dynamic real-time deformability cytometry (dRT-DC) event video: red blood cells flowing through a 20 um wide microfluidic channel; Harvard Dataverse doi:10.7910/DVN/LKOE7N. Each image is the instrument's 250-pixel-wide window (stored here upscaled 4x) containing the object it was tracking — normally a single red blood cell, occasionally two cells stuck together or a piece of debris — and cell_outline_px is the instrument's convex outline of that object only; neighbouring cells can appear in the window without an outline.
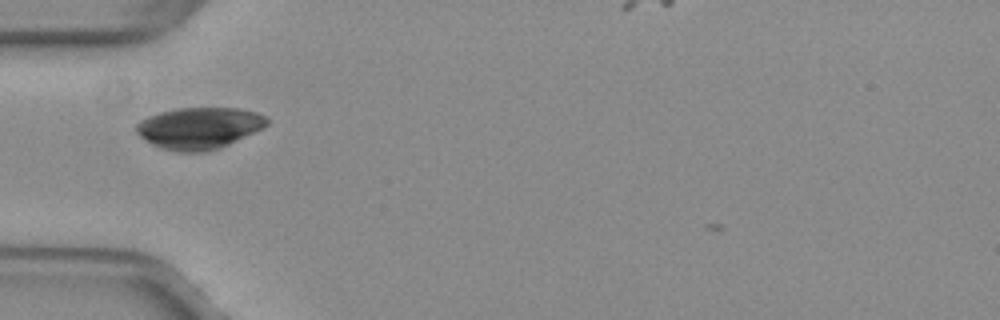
{"species": "common noctule bat (a hibernating species)", "species_latin": "Nyctalus noctula", "temperature_condition": "warm", "stored_images_in_passage": 26, "camera_frame_rate_fps": 3000, "um_per_image_px": 0.085, "animal": {"sex": "female", "body_mass_g": 29.2, "forearm_length_mm": 56.3}, "frame": {"image": 1, "passage_image": 1, "time_ms": 0.0, "image_size_px": [1000, 320], "cell_outline_px": [[268, 124], [264, 128], [220, 148], [204, 152], [176, 152], [160, 148], [152, 144], [140, 136], [136, 132], [136, 124], [140, 120], [148, 116], [160, 112], [176, 108], [240, 108], [256, 112], [268, 116]], "centroid_in_image_um": [16.94, 10.88], "position_along_channel_um": 68.1, "area_um2": 31.91}}
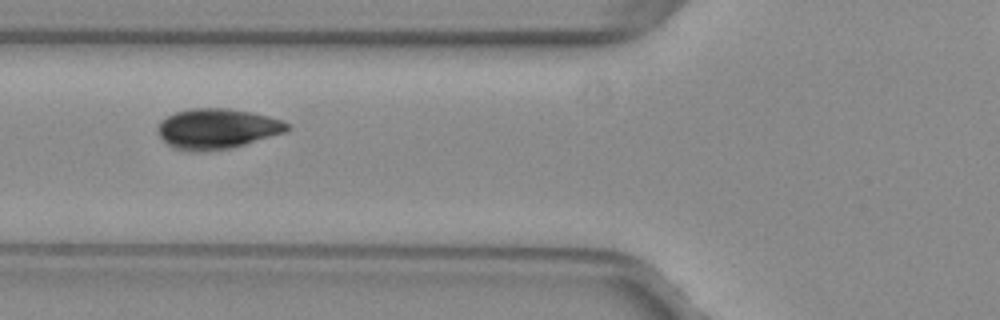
{"frame": {"image": 2, "passage_image": 4, "time_ms": 1.0, "image_size_px": [1000, 320], "cell_outline_px": [[292, 128], [284, 132], [232, 148], [208, 152], [188, 152], [172, 148], [160, 136], [156, 128], [160, 120], [176, 112], [188, 108], [228, 108], [252, 112], [268, 116], [280, 120], [288, 124]], "centroid_in_image_um": [18.41, 10.95], "position_along_channel_um": 107.4, "area_um2": 30.63}}